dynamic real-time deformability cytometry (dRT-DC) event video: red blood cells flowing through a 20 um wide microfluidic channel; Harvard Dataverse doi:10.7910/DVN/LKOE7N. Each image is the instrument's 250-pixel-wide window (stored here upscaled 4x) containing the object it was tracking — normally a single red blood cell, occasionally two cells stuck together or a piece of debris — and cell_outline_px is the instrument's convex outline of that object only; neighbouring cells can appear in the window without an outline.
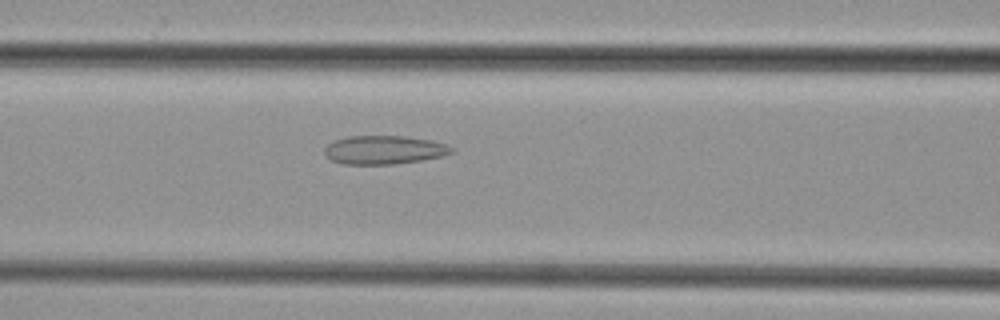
{"species": "common noctule bat (a hibernating species)", "species_latin": "Nyctalus noctula", "temperature_condition": "cold", "stored_images_in_passage": 36, "camera_frame_rate_fps": 3000, "um_per_image_px": 0.085, "animal": {"sex": "female", "body_mass_g": 29.2, "forearm_length_mm": 56.3}, "frame": {"image": 1, "passage_image": 11, "time_ms": 3.333, "image_size_px": [1000, 320], "cell_outline_px": [[456, 152], [444, 156], [420, 160], [392, 164], [344, 164], [332, 160], [324, 156], [324, 148], [328, 144], [336, 140], [348, 136], [404, 136], [432, 140], [444, 144], [452, 148]], "centroid_in_image_um": [32.65, 12.74], "position_along_channel_um": 134.0, "area_um2": 21.15}}
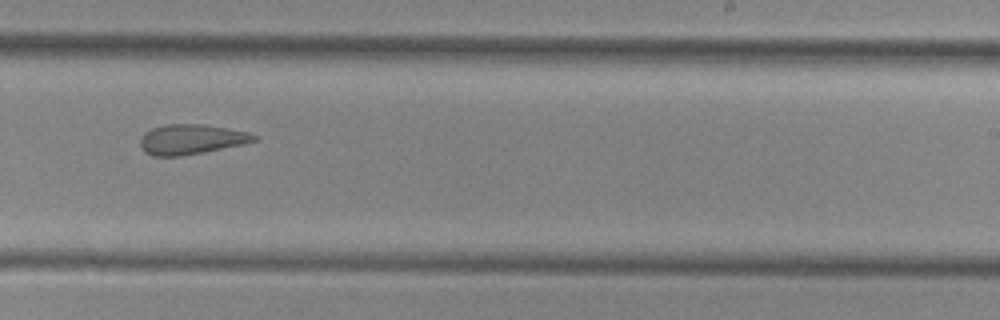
{"frame": {"image": 2, "passage_image": 21, "time_ms": 6.667, "image_size_px": [1000, 320], "cell_outline_px": [[260, 140], [244, 144], [204, 152], [180, 156], [152, 156], [144, 152], [140, 144], [140, 136], [144, 132], [152, 128], [168, 124], [204, 124], [248, 132], [260, 136]], "centroid_in_image_um": [16.27, 11.84], "position_along_channel_um": 272.7, "area_um2": 20.11}}
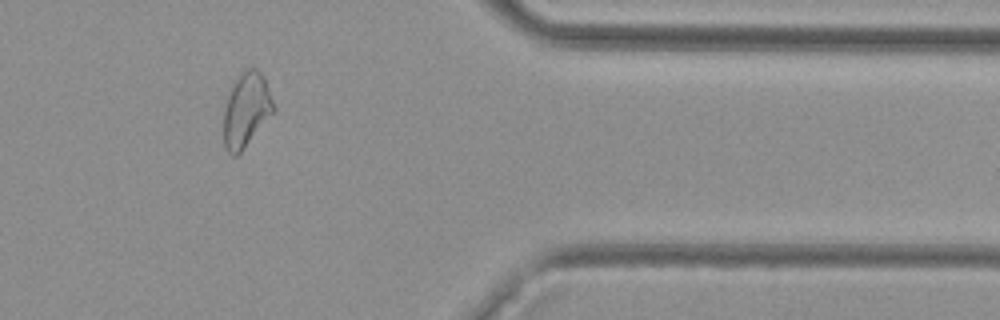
{"frame": {"image": 3, "passage_image": 31, "time_ms": 10.0, "image_size_px": [1000, 320], "cell_outline_px": [[276, 108], [244, 148], [236, 156], [232, 156], [224, 148], [224, 108], [228, 88], [248, 68], [256, 68], [264, 76]], "centroid_in_image_um": [20.91, 9.33], "position_along_channel_um": 390.5, "area_um2": 21.5}}